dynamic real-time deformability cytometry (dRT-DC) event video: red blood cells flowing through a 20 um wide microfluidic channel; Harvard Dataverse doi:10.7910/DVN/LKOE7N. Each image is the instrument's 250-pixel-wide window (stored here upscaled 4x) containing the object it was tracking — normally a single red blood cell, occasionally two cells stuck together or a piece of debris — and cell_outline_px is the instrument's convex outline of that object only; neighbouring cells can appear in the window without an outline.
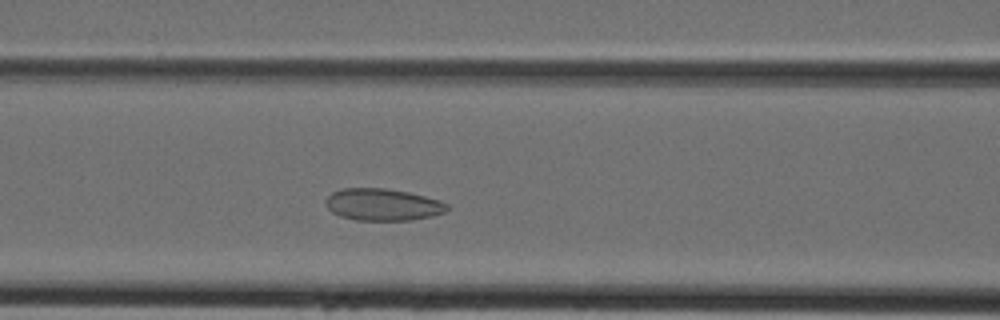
{"species": "Egyptian fruit bat (a non-hibernating species)", "species_latin": "Rousettus aegyptiacus", "temperature_condition": "cold", "stored_images_in_passage": 35, "camera_frame_rate_fps": 3000, "um_per_image_px": 0.085, "animal": {"sex": "female"}, "frame": {"image": 1, "passage_image": 12, "time_ms": 3.667, "image_size_px": [1000, 320], "cell_outline_px": [[448, 208], [444, 212], [432, 216], [412, 220], [356, 220], [340, 216], [332, 212], [328, 208], [324, 200], [332, 192], [344, 188], [384, 188], [408, 192], [440, 200], [448, 204]], "centroid_in_image_um": [32.52, 17.39], "position_along_channel_um": 134.1, "area_um2": 22.6}}
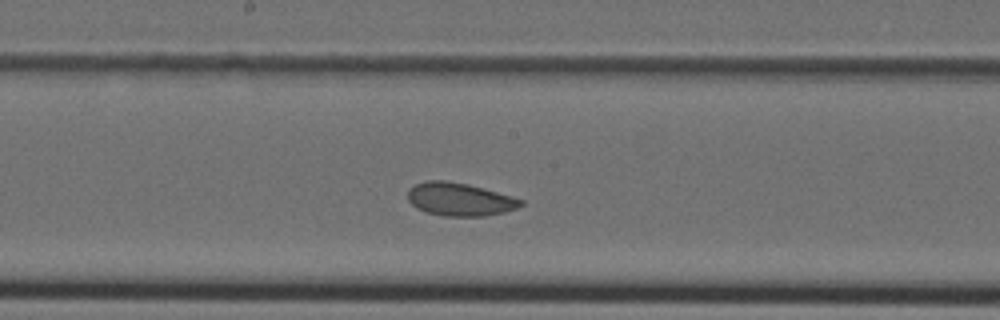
{"frame": {"image": 2, "passage_image": 17, "time_ms": 5.333, "image_size_px": [1000, 320], "cell_outline_px": [[524, 204], [516, 208], [504, 212], [484, 216], [444, 216], [424, 212], [416, 208], [408, 200], [408, 188], [424, 180], [444, 180], [468, 184], [512, 196], [524, 200]], "centroid_in_image_um": [39.05, 16.94], "position_along_channel_um": 209.2, "area_um2": 21.91}}
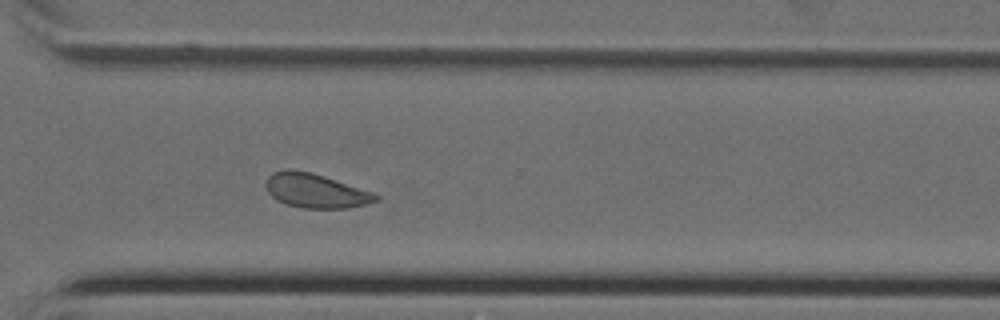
{"frame": {"image": 3, "passage_image": 26, "time_ms": 8.333, "image_size_px": [1000, 320], "cell_outline_px": [[380, 200], [368, 204], [348, 208], [304, 208], [288, 204], [276, 200], [268, 192], [264, 184], [268, 176], [272, 172], [288, 168], [292, 168], [312, 172], [372, 192], [380, 196]], "centroid_in_image_um": [26.81, 16.2], "position_along_channel_um": 343.8, "area_um2": 22.08}}